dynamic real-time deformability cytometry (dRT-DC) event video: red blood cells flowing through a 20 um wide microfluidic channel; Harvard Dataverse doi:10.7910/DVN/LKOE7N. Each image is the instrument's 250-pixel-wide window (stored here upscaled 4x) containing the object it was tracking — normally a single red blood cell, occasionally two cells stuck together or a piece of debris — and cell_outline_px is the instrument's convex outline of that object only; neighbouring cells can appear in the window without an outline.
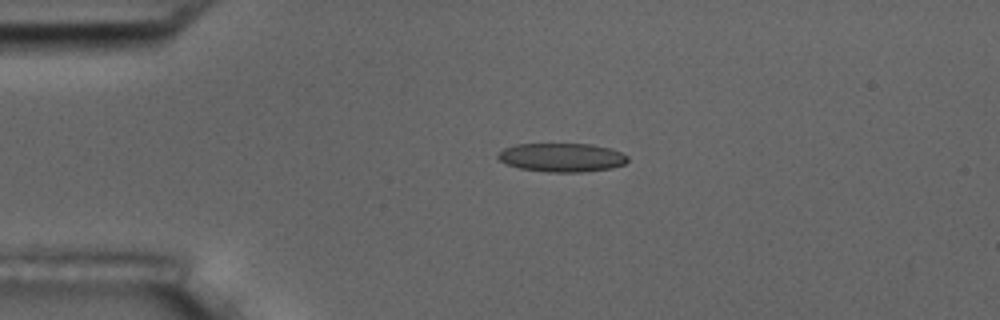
{"species": "common noctule bat (a hibernating species)", "species_latin": "Nyctalus noctula", "temperature_condition": "room temperature", "stored_images_in_passage": 5, "camera_frame_rate_fps": 3000, "um_per_image_px": 0.085, "animal": {"sex": "male", "body_mass_g": 17.5, "forearm_length_mm": 52.3}, "frame": {"image": 1, "passage_image": 4, "time_ms": 3.333, "image_size_px": [1000, 320], "cell_outline_px": [[628, 160], [624, 164], [612, 168], [580, 172], [548, 172], [520, 168], [508, 164], [500, 160], [496, 156], [504, 148], [516, 144], [592, 144], [612, 148], [628, 156]], "centroid_in_image_um": [47.78, 13.38], "position_along_channel_um": 37.2, "area_um2": 21.68}}
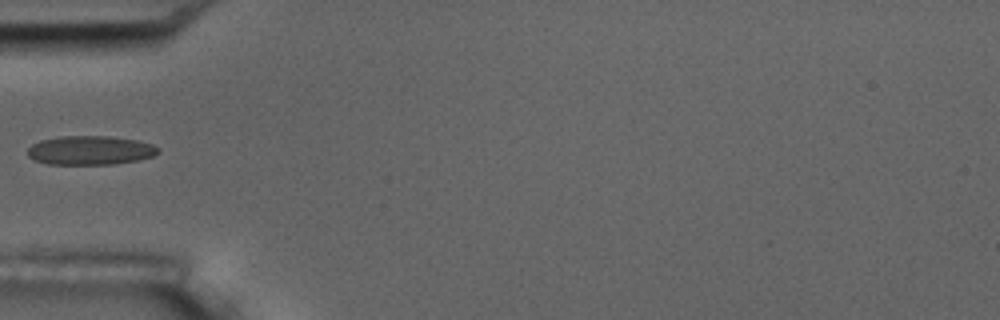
{"frame": {"image": 2, "passage_image": 5, "time_ms": 5.333, "image_size_px": [1000, 320], "cell_outline_px": [[160, 152], [152, 156], [140, 160], [112, 164], [48, 164], [36, 160], [28, 156], [28, 148], [32, 144], [40, 140], [60, 136], [108, 136], [136, 140], [152, 144], [160, 148]], "centroid_in_image_um": [7.69, 12.77], "position_along_channel_um": 77.3, "area_um2": 22.08}}